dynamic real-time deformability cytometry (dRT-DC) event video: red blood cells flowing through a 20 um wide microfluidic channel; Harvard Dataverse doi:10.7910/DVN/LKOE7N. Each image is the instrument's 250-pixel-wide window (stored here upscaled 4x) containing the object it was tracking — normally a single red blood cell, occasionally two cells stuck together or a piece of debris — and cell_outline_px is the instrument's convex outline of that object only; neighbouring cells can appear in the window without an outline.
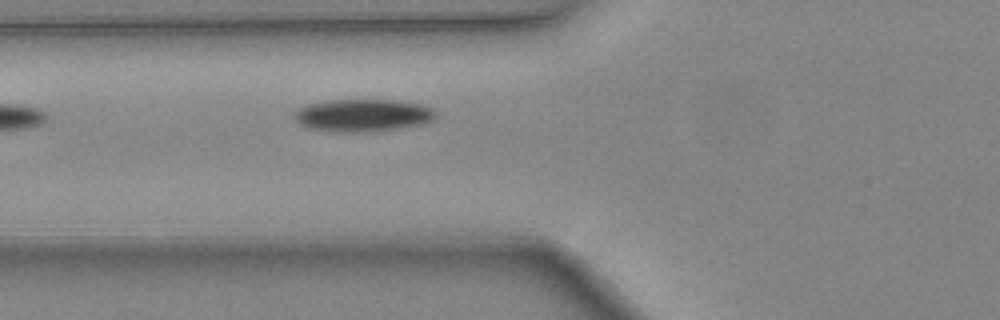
{"species": "common noctule bat (a hibernating species)", "species_latin": "Nyctalus noctula", "temperature_condition": "warm", "stored_images_in_passage": 5, "segment_of_instrument_passage": [1, 2], "camera_frame_rate_fps": 3000, "um_per_image_px": 0.085, "animal": {"sex": "female", "body_mass_g": 24.6, "forearm_length_mm": 56.2}, "frame": {"image": 1, "passage_image": 4, "time_ms": 1.0, "image_size_px": [1000, 320], "cell_outline_px": [[436, 116], [432, 120], [424, 124], [376, 132], [344, 132], [312, 128], [300, 124], [292, 116], [300, 108], [308, 104], [328, 100], [396, 100], [420, 104], [432, 108], [436, 112]], "centroid_in_image_um": [30.89, 9.8], "position_along_channel_um": 94.9, "area_um2": 26.76}}